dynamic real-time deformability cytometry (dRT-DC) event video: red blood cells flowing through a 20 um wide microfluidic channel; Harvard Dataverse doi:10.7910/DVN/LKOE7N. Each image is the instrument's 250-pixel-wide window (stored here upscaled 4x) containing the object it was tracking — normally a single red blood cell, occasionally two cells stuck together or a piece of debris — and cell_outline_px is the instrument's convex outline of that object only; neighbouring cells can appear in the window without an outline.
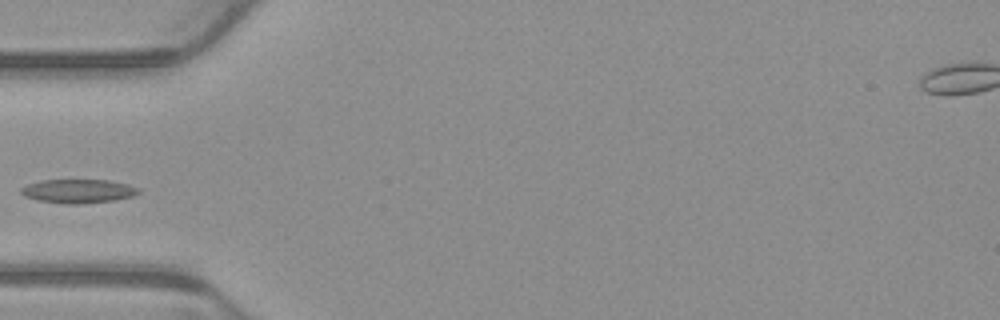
{"species": "common noctule bat (a hibernating species)", "species_latin": "Nyctalus noctula", "temperature_condition": "warm", "stored_images_in_passage": 4, "camera_frame_rate_fps": 3000, "um_per_image_px": 0.085, "animal": {"sex": "male", "body_mass_g": 23.1, "forearm_length_mm": 52.7}, "frame": {"image": 1, "passage_image": 4, "time_ms": 1.0, "image_size_px": [1000, 320], "cell_outline_px": [[140, 192], [132, 196], [116, 200], [84, 204], [64, 204], [36, 200], [24, 196], [20, 192], [20, 188], [28, 184], [40, 180], [108, 180], [140, 188]], "centroid_in_image_um": [6.61, 16.26], "position_along_channel_um": 78.4, "area_um2": 16.42}}